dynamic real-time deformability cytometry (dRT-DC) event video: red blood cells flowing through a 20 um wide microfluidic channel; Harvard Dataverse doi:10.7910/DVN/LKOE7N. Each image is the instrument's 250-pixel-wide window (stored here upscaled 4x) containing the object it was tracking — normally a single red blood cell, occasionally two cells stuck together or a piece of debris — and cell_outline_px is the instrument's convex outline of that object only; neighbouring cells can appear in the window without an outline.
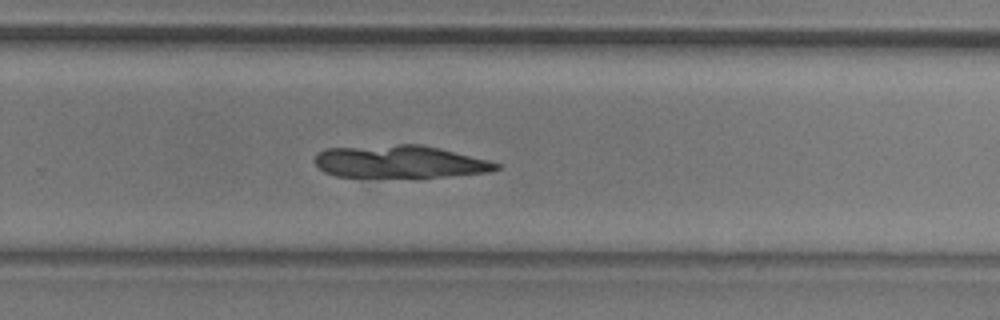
{"species": "common noctule bat (a hibernating species)", "species_latin": "Nyctalus noctula", "temperature_condition": "room temperature", "stored_images_in_passage": 50, "camera_frame_rate_fps": 3000, "um_per_image_px": 0.085, "animal": {"sex": "male", "body_mass_g": 20.5, "forearm_length_mm": 52.5}, "frame": {"image": 1, "passage_image": 34, "time_ms": 11.0, "image_size_px": [1000, 320], "cell_outline_px": [[500, 168], [488, 172], [448, 176], [336, 176], [324, 172], [316, 164], [316, 152], [324, 148], [400, 144], [420, 144], [488, 160], [500, 164]], "centroid_in_image_um": [33.94, 13.73], "position_along_channel_um": 295.9, "area_um2": 33.87}}